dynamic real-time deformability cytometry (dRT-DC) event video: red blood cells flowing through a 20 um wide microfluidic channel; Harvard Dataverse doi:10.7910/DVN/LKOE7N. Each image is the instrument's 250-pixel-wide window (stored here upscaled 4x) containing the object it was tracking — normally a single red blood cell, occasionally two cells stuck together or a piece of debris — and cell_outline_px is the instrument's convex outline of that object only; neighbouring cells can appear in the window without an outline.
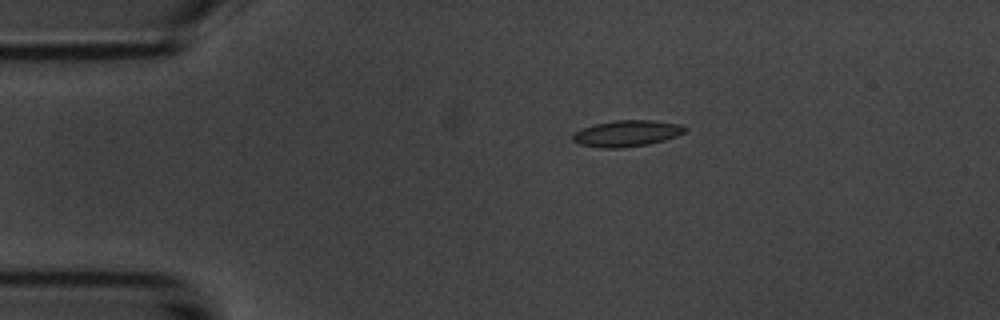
{"species": "common noctule bat (a hibernating species)", "species_latin": "Nyctalus noctula", "temperature_condition": "room temperature", "stored_images_in_passage": 3, "camera_frame_rate_fps": 3000, "um_per_image_px": 0.085, "animal": {"sex": "male", "body_mass_g": 20.1, "forearm_length_mm": 53.5}, "frame": {"image": 1, "passage_image": 1, "time_ms": 0.0, "image_size_px": [1000, 320], "cell_outline_px": [[688, 128], [684, 132], [676, 136], [664, 140], [648, 144], [620, 148], [600, 148], [580, 144], [572, 140], [572, 132], [596, 124], [616, 120], [656, 120], [680, 124]], "centroid_in_image_um": [53.28, 11.34], "position_along_channel_um": 31.7, "area_um2": 17.17}}
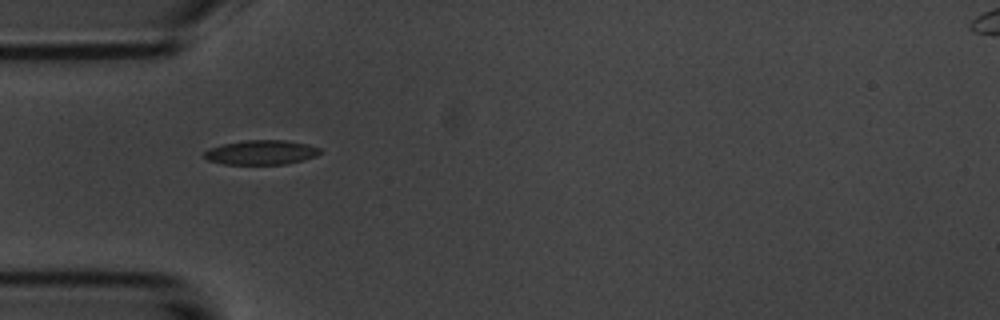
{"frame": {"image": 2, "passage_image": 3, "time_ms": 2.0, "image_size_px": [1000, 320], "cell_outline_px": [[324, 152], [316, 156], [304, 160], [284, 164], [224, 164], [208, 160], [204, 156], [204, 152], [208, 148], [224, 144], [244, 140], [284, 140], [308, 144], [320, 148]], "centroid_in_image_um": [22.24, 12.95], "position_along_channel_um": 62.8, "area_um2": 16.59}}